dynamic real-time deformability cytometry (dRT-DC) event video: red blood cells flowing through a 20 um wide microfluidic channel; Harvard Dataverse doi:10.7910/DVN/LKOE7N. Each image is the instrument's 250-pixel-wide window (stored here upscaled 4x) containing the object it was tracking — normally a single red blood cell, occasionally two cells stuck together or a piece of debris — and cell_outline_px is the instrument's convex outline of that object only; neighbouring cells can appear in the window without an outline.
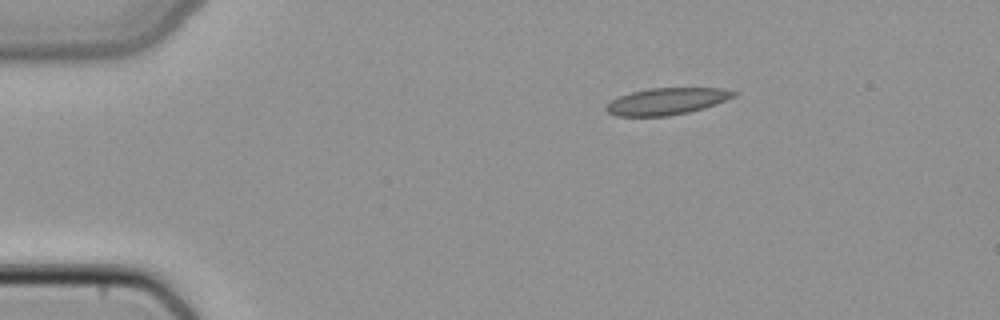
{"species": "common noctule bat (a hibernating species)", "species_latin": "Nyctalus noctula", "temperature_condition": "cold", "stored_images_in_passage": 2, "camera_frame_rate_fps": 3000, "um_per_image_px": 0.085, "animal": {"sex": "female", "body_mass_g": 22.7, "forearm_length_mm": 54.2}, "frame": {"image": 1, "passage_image": 1, "time_ms": 0.0, "image_size_px": [1000, 320], "cell_outline_px": [[740, 92], [736, 96], [716, 104], [704, 108], [688, 112], [668, 116], [616, 116], [608, 112], [604, 108], [612, 100], [620, 96], [632, 92], [648, 88], [724, 88]], "centroid_in_image_um": [56.72, 8.6], "position_along_channel_um": 28.3, "area_um2": 19.94}}